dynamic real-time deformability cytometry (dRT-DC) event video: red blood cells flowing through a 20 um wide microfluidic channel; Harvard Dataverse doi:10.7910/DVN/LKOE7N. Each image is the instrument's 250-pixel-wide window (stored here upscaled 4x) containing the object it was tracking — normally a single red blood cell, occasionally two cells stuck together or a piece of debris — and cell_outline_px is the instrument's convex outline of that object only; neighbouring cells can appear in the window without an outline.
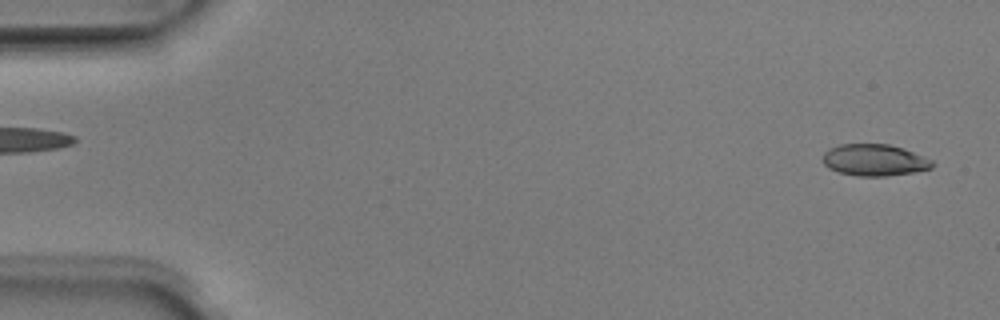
{"species": "Egyptian fruit bat (a non-hibernating species)", "species_latin": "Rousettus aegyptiacus", "temperature_condition": "room temperature", "stored_images_in_passage": 46, "camera_frame_rate_fps": 3000, "um_per_image_px": 0.085, "animal": {"sex": "male"}, "frame": {"image": 1, "passage_image": 1, "time_ms": 0.0, "image_size_px": [1000, 320], "cell_outline_px": [[936, 164], [932, 168], [912, 172], [888, 176], [856, 176], [840, 172], [828, 168], [824, 164], [824, 152], [840, 144], [888, 144], [924, 156], [932, 160]], "centroid_in_image_um": [74.35, 13.61], "position_along_channel_um": 10.7, "area_um2": 20.0}}
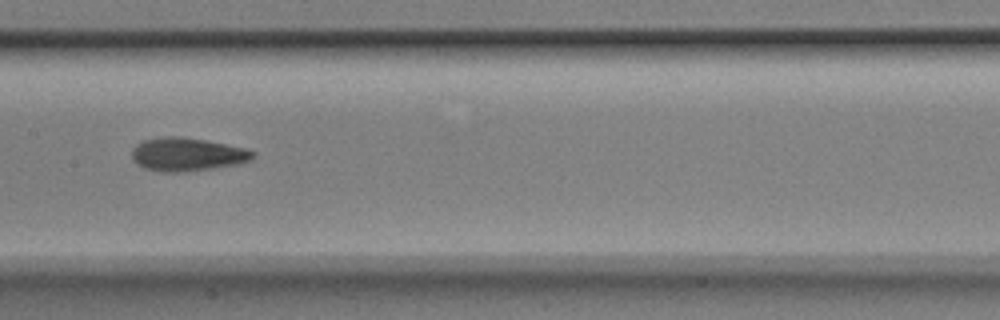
{"frame": {"image": 2, "passage_image": 24, "time_ms": 7.667, "image_size_px": [1000, 320], "cell_outline_px": [[256, 152], [248, 160], [240, 164], [184, 172], [160, 172], [144, 168], [132, 160], [132, 148], [136, 144], [144, 140], [164, 136], [180, 136], [204, 140], [244, 148]], "centroid_in_image_um": [15.86, 13.13], "position_along_channel_um": 191.5, "area_um2": 23.41}}
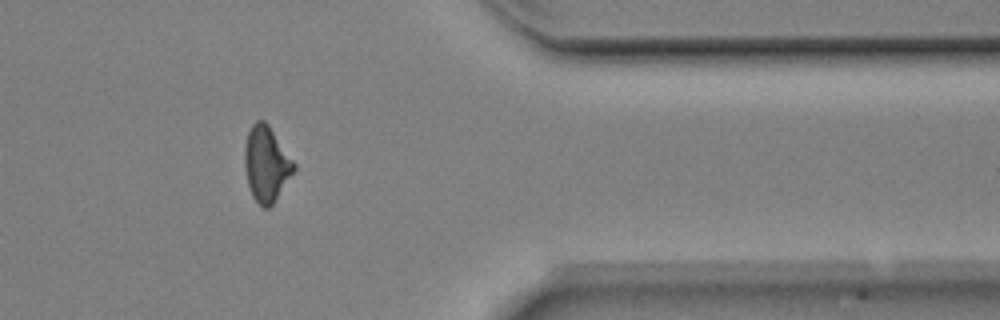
{"frame": {"image": 3, "passage_image": 40, "time_ms": 13.0, "image_size_px": [1000, 320], "cell_outline_px": [[296, 168], [272, 204], [268, 208], [264, 208], [252, 196], [248, 184], [244, 164], [244, 148], [248, 132], [252, 124], [256, 120], [264, 120], [268, 124], [296, 164]], "centroid_in_image_um": [22.63, 13.91], "position_along_channel_um": 388.8, "area_um2": 21.39}}